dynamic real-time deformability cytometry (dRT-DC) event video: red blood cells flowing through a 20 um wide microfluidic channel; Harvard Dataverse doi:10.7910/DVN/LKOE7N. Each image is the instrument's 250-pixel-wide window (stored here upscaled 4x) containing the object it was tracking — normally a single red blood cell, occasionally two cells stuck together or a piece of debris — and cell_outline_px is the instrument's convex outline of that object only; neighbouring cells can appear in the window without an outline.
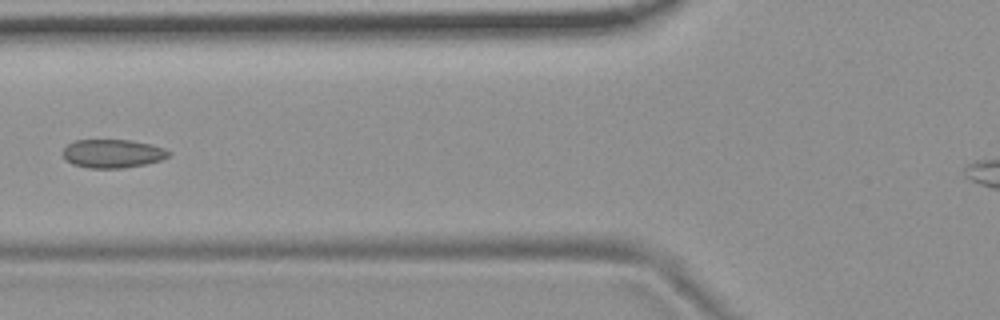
{"species": "common noctule bat (a hibernating species)", "species_latin": "Nyctalus noctula", "temperature_condition": "room temperature", "stored_images_in_passage": 7, "camera_frame_rate_fps": 3000, "um_per_image_px": 0.085, "animal": {"sex": "female", "body_mass_g": 19.9}, "frame": {"image": 1, "passage_image": 7, "time_ms": 2.0, "image_size_px": [1000, 320], "cell_outline_px": [[172, 152], [168, 156], [160, 160], [144, 164], [124, 168], [88, 168], [72, 164], [64, 160], [64, 148], [68, 144], [76, 140], [132, 140], [164, 148]], "centroid_in_image_um": [9.55, 13.06], "position_along_channel_um": 116.2, "area_um2": 17.51}}